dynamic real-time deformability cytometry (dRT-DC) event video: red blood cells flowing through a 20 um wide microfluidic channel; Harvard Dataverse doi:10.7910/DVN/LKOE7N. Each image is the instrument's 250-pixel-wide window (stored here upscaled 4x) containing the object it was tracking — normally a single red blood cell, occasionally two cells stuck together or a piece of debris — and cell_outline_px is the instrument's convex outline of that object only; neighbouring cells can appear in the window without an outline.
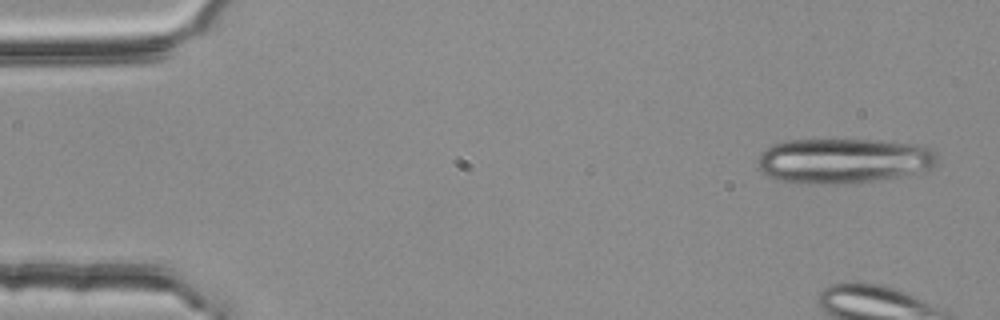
{"species": "common noctule bat (a hibernating species)", "species_latin": "Nyctalus noctula", "temperature_condition": "room temperature", "stored_images_in_passage": 4, "camera_frame_rate_fps": 3000, "um_per_image_px": 0.085, "animal": {"sex": "female", "body_mass_g": 25.1}, "frame": {"image": 1, "passage_image": 1, "time_ms": 0.0, "image_size_px": [1000, 320], "cell_outline_px": [[940, 156], [936, 164], [928, 168], [900, 176], [880, 180], [844, 184], [800, 184], [776, 180], [764, 176], [756, 164], [756, 160], [760, 152], [772, 144], [784, 140], [884, 140], [924, 144], [932, 148]], "centroid_in_image_um": [71.66, 13.66], "position_along_channel_um": 13.3, "area_um2": 48.32}}